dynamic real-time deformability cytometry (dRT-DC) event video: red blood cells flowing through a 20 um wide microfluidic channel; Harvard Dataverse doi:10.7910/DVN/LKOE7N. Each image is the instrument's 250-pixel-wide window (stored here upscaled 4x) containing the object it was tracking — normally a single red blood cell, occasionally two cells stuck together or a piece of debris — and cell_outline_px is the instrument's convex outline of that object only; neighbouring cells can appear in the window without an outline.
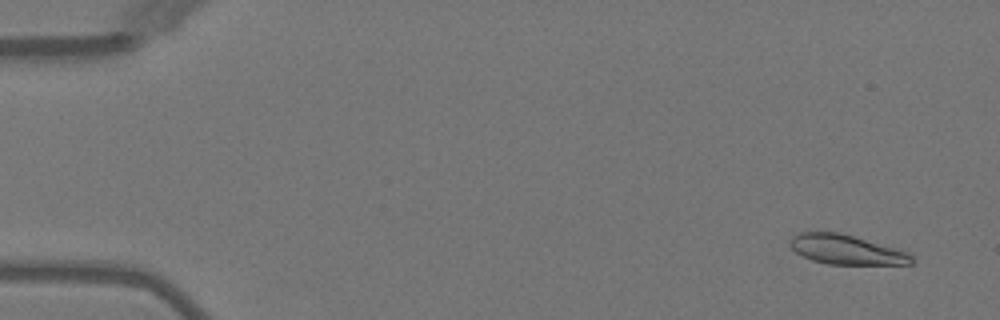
{"species": "Egyptian fruit bat (a non-hibernating species)", "species_latin": "Rousettus aegyptiacus", "temperature_condition": "warm", "stored_images_in_passage": 9, "camera_frame_rate_fps": 3000, "um_per_image_px": 0.085, "animal": {"sex": "female"}, "frame": {"image": 1, "passage_image": 3, "time_ms": 0.667, "image_size_px": [1000, 320], "cell_outline_px": [[916, 260], [912, 264], [828, 264], [812, 260], [796, 252], [788, 244], [792, 236], [800, 232], [840, 232], [896, 248], [908, 252]], "centroid_in_image_um": [71.94, 21.21], "position_along_channel_um": 13.1, "area_um2": 20.92}}